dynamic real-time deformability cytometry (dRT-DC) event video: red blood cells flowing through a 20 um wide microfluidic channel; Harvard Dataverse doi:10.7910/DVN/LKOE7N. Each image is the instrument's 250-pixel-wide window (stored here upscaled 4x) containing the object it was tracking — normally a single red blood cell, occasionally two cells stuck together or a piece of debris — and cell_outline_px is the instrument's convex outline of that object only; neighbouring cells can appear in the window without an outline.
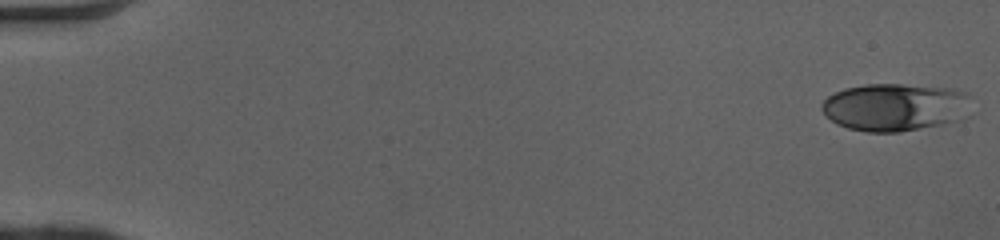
{"species": "human", "species_latin": "Homo sapiens", "temperature_condition": "cold", "stored_images_in_passage": 15, "camera_frame_rate_fps": 3000, "um_per_image_px": 0.085, "donor": {"sex": "female"}, "frame": {"image": 1, "passage_image": 1, "time_ms": 0.0, "image_size_px": [1000, 240], "cell_outline_px": [[972, 96], [968, 116], [964, 120], [900, 132], [868, 132], [848, 128], [836, 124], [820, 108], [820, 104], [828, 96], [844, 88], [864, 84], [904, 84], [952, 88], [968, 92]], "centroid_in_image_um": [76.16, 9.1], "position_along_channel_um": 8.8, "area_um2": 42.31}}